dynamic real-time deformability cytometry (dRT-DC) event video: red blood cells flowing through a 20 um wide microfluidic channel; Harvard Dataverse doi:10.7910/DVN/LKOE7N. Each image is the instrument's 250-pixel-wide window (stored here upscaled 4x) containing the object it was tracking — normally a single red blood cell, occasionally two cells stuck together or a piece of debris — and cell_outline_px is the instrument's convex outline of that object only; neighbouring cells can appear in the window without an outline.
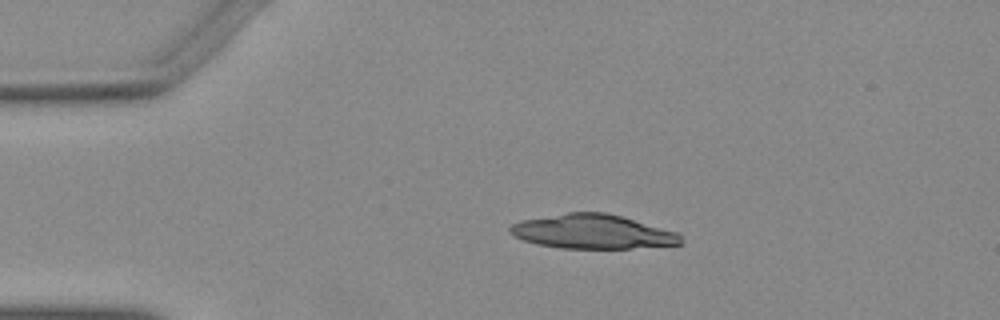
{"species": "Egyptian fruit bat (a non-hibernating species)", "species_latin": "Rousettus aegyptiacus", "temperature_condition": "warm", "stored_images_in_passage": 42, "camera_frame_rate_fps": 3000, "um_per_image_px": 0.085, "animal": {"sex": "female"}, "frame": {"image": 1, "passage_image": 1, "time_ms": 0.0, "image_size_px": [1000, 320], "cell_outline_px": [[684, 244], [632, 248], [560, 248], [536, 244], [524, 240], [508, 232], [508, 228], [512, 224], [520, 220], [568, 212], [608, 212], [676, 232], [680, 236]], "centroid_in_image_um": [50.34, 19.68], "position_along_channel_um": 34.7, "area_um2": 34.04}}